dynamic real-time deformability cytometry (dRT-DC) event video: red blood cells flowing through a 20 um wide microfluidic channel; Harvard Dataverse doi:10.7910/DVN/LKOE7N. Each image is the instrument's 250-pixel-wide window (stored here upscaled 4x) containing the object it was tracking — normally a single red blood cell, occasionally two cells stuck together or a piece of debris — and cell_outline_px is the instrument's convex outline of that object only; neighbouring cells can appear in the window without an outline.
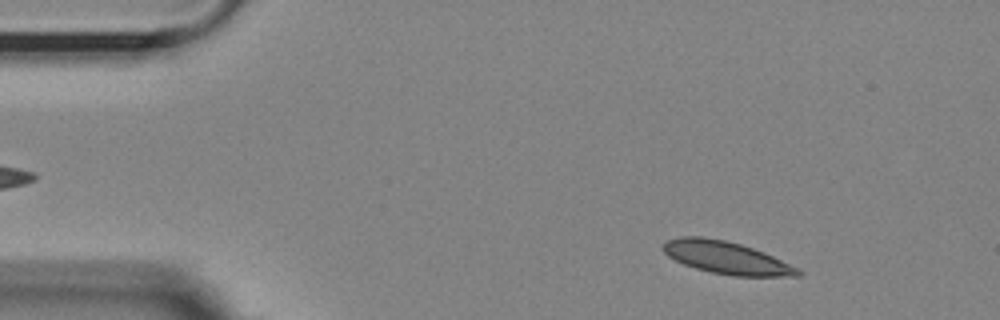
{"species": "Egyptian fruit bat (a non-hibernating species)", "species_latin": "Rousettus aegyptiacus", "temperature_condition": "room temperature", "stored_images_in_passage": 53, "camera_frame_rate_fps": 3000, "um_per_image_px": 0.085, "animal": {"sex": "female"}, "frame": {"image": 1, "passage_image": 5, "time_ms": 1.333, "image_size_px": [1000, 320], "cell_outline_px": [[804, 272], [800, 276], [732, 276], [712, 272], [696, 268], [684, 264], [668, 256], [660, 248], [668, 240], [680, 236], [704, 236], [724, 240], [740, 244], [764, 252]], "centroid_in_image_um": [61.71, 21.89], "position_along_channel_um": 23.3, "area_um2": 25.26}}
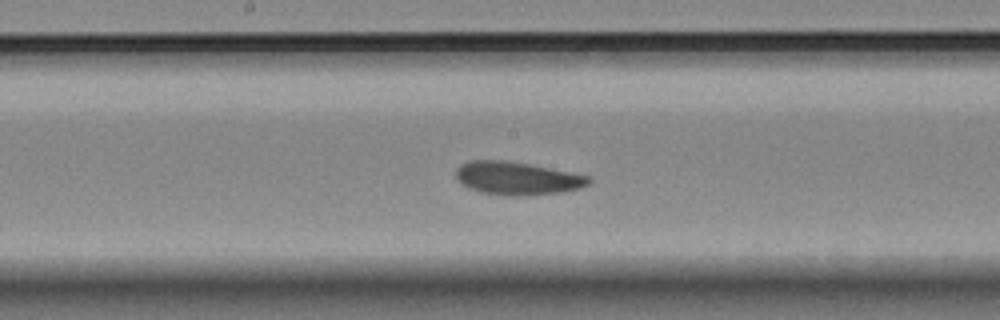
{"frame": {"image": 2, "passage_image": 26, "time_ms": 8.333, "image_size_px": [1000, 320], "cell_outline_px": [[592, 180], [588, 184], [580, 188], [564, 192], [516, 196], [512, 196], [480, 192], [468, 188], [460, 184], [456, 180], [456, 168], [460, 164], [468, 160], [508, 160], [592, 176]], "centroid_in_image_um": [43.93, 15.15], "position_along_channel_um": 204.3, "area_um2": 25.89}}
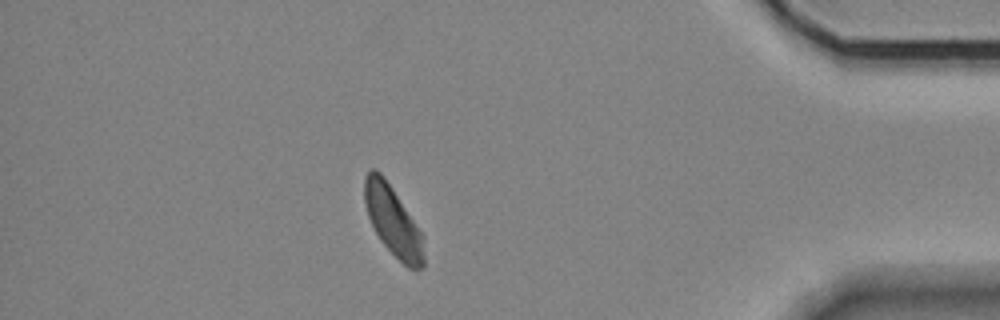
{"frame": {"image": 3, "passage_image": 46, "time_ms": 15.0, "image_size_px": [1000, 320], "cell_outline_px": [[424, 268], [416, 272], [408, 268], [380, 240], [368, 216], [364, 204], [364, 176], [372, 168], [376, 168], [384, 176], [424, 236]], "centroid_in_image_um": [33.41, 18.81], "position_along_channel_um": 401.8, "area_um2": 24.16}, "authors_computed_cell_mechanics": {"area_um2": 25.0274, "velocity_mm_per_s": 3.5811, "shape_relaxation_time_tau1_ms": 7.6127, "shape_relaxation_time_tau2_ms": 2.2243, "deformation_change_tau1": 0.1504, "deformation_change_tau2": 0.0796}}